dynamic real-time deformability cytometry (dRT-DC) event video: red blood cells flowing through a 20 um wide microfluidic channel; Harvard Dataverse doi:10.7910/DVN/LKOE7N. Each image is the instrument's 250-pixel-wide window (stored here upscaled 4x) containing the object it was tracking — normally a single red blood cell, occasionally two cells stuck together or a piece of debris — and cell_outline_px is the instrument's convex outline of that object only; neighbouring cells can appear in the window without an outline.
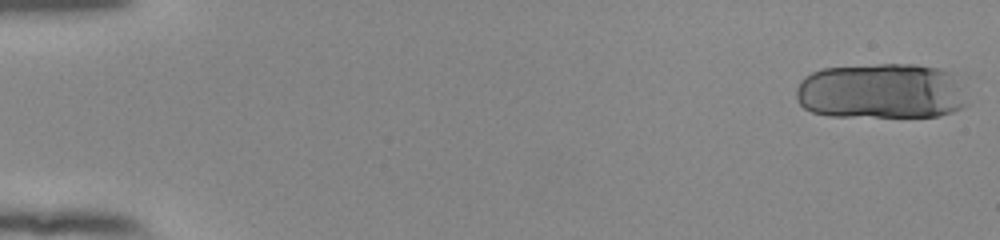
{"species": "human", "species_latin": "Homo sapiens", "temperature_condition": "room temperature", "stored_images_in_passage": 21, "camera_frame_rate_fps": 3000, "um_per_image_px": 0.085, "donor": {"sex": "female"}, "frame": {"image": 1, "passage_image": 1, "time_ms": 0.0, "image_size_px": [1000, 240], "cell_outline_px": [[968, 104], [952, 112], [940, 116], [828, 116], [812, 112], [804, 108], [796, 100], [796, 88], [800, 80], [804, 76], [820, 68], [876, 64], [916, 64], [940, 68], [968, 76]], "centroid_in_image_um": [75.06, 7.72], "position_along_channel_um": 9.9, "area_um2": 57.57}}